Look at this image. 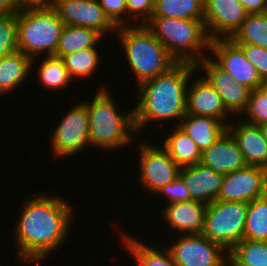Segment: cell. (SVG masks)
<instances>
[{
  "instance_id": "obj_1",
  "label": "cell",
  "mask_w": 267,
  "mask_h": 266,
  "mask_svg": "<svg viewBox=\"0 0 267 266\" xmlns=\"http://www.w3.org/2000/svg\"><path fill=\"white\" fill-rule=\"evenodd\" d=\"M67 200L56 194L34 193L22 203L13 233L19 261L42 264L61 248L74 222L75 209Z\"/></svg>"
},
{
  "instance_id": "obj_2",
  "label": "cell",
  "mask_w": 267,
  "mask_h": 266,
  "mask_svg": "<svg viewBox=\"0 0 267 266\" xmlns=\"http://www.w3.org/2000/svg\"><path fill=\"white\" fill-rule=\"evenodd\" d=\"M195 73H198L195 64L177 63L168 72L136 87L137 104L133 108L137 134H142L143 129L147 128L148 130L147 126L154 123L158 127H154L153 133H157L158 128L161 127L159 121L166 124V121L173 122L174 120L179 125L181 119L186 115L188 83L190 78L196 76Z\"/></svg>"
},
{
  "instance_id": "obj_3",
  "label": "cell",
  "mask_w": 267,
  "mask_h": 266,
  "mask_svg": "<svg viewBox=\"0 0 267 266\" xmlns=\"http://www.w3.org/2000/svg\"><path fill=\"white\" fill-rule=\"evenodd\" d=\"M102 83L89 100H83L89 115L90 146L102 150H119L134 143L137 132L134 125V108L122 110Z\"/></svg>"
},
{
  "instance_id": "obj_4",
  "label": "cell",
  "mask_w": 267,
  "mask_h": 266,
  "mask_svg": "<svg viewBox=\"0 0 267 266\" xmlns=\"http://www.w3.org/2000/svg\"><path fill=\"white\" fill-rule=\"evenodd\" d=\"M115 34L137 87L168 72L178 63L144 24L118 27Z\"/></svg>"
},
{
  "instance_id": "obj_5",
  "label": "cell",
  "mask_w": 267,
  "mask_h": 266,
  "mask_svg": "<svg viewBox=\"0 0 267 266\" xmlns=\"http://www.w3.org/2000/svg\"><path fill=\"white\" fill-rule=\"evenodd\" d=\"M144 25L178 63L197 65L209 56L211 40L204 20L151 17Z\"/></svg>"
},
{
  "instance_id": "obj_6",
  "label": "cell",
  "mask_w": 267,
  "mask_h": 266,
  "mask_svg": "<svg viewBox=\"0 0 267 266\" xmlns=\"http://www.w3.org/2000/svg\"><path fill=\"white\" fill-rule=\"evenodd\" d=\"M18 50L32 59L31 71L40 56H55L64 23L52 7L16 10Z\"/></svg>"
},
{
  "instance_id": "obj_7",
  "label": "cell",
  "mask_w": 267,
  "mask_h": 266,
  "mask_svg": "<svg viewBox=\"0 0 267 266\" xmlns=\"http://www.w3.org/2000/svg\"><path fill=\"white\" fill-rule=\"evenodd\" d=\"M248 203L216 200L207 204L202 234L227 252L243 240Z\"/></svg>"
},
{
  "instance_id": "obj_8",
  "label": "cell",
  "mask_w": 267,
  "mask_h": 266,
  "mask_svg": "<svg viewBox=\"0 0 267 266\" xmlns=\"http://www.w3.org/2000/svg\"><path fill=\"white\" fill-rule=\"evenodd\" d=\"M75 105V106H74ZM66 110L58 126L51 132L49 144L54 158L77 156L90 146L89 115L86 104L77 102Z\"/></svg>"
},
{
  "instance_id": "obj_9",
  "label": "cell",
  "mask_w": 267,
  "mask_h": 266,
  "mask_svg": "<svg viewBox=\"0 0 267 266\" xmlns=\"http://www.w3.org/2000/svg\"><path fill=\"white\" fill-rule=\"evenodd\" d=\"M138 144L139 184L147 194L155 195L159 189L179 177L180 167L162 146L147 143Z\"/></svg>"
},
{
  "instance_id": "obj_10",
  "label": "cell",
  "mask_w": 267,
  "mask_h": 266,
  "mask_svg": "<svg viewBox=\"0 0 267 266\" xmlns=\"http://www.w3.org/2000/svg\"><path fill=\"white\" fill-rule=\"evenodd\" d=\"M169 245L176 266H228V252L203 234L179 235Z\"/></svg>"
},
{
  "instance_id": "obj_11",
  "label": "cell",
  "mask_w": 267,
  "mask_h": 266,
  "mask_svg": "<svg viewBox=\"0 0 267 266\" xmlns=\"http://www.w3.org/2000/svg\"><path fill=\"white\" fill-rule=\"evenodd\" d=\"M267 194V169L247 165L223 176L219 201L245 202Z\"/></svg>"
},
{
  "instance_id": "obj_12",
  "label": "cell",
  "mask_w": 267,
  "mask_h": 266,
  "mask_svg": "<svg viewBox=\"0 0 267 266\" xmlns=\"http://www.w3.org/2000/svg\"><path fill=\"white\" fill-rule=\"evenodd\" d=\"M209 53L212 55L209 57L230 74L235 82L251 91L263 82L257 69L245 57L243 50L231 39L211 40Z\"/></svg>"
},
{
  "instance_id": "obj_13",
  "label": "cell",
  "mask_w": 267,
  "mask_h": 266,
  "mask_svg": "<svg viewBox=\"0 0 267 266\" xmlns=\"http://www.w3.org/2000/svg\"><path fill=\"white\" fill-rule=\"evenodd\" d=\"M51 7L64 25L91 28L103 37L116 33L117 28L104 14L97 0H53Z\"/></svg>"
},
{
  "instance_id": "obj_14",
  "label": "cell",
  "mask_w": 267,
  "mask_h": 266,
  "mask_svg": "<svg viewBox=\"0 0 267 266\" xmlns=\"http://www.w3.org/2000/svg\"><path fill=\"white\" fill-rule=\"evenodd\" d=\"M246 16L237 0H204V25L210 40L230 39Z\"/></svg>"
},
{
  "instance_id": "obj_15",
  "label": "cell",
  "mask_w": 267,
  "mask_h": 266,
  "mask_svg": "<svg viewBox=\"0 0 267 266\" xmlns=\"http://www.w3.org/2000/svg\"><path fill=\"white\" fill-rule=\"evenodd\" d=\"M196 66L198 72L202 71L203 76L217 90L226 110L233 118L237 115L241 117L247 107L251 90L235 82L233 77L220 68L209 56Z\"/></svg>"
},
{
  "instance_id": "obj_16",
  "label": "cell",
  "mask_w": 267,
  "mask_h": 266,
  "mask_svg": "<svg viewBox=\"0 0 267 266\" xmlns=\"http://www.w3.org/2000/svg\"><path fill=\"white\" fill-rule=\"evenodd\" d=\"M192 80L190 78L187 88L186 114L210 116L228 125L232 115L226 110L217 90L202 74L191 83Z\"/></svg>"
},
{
  "instance_id": "obj_17",
  "label": "cell",
  "mask_w": 267,
  "mask_h": 266,
  "mask_svg": "<svg viewBox=\"0 0 267 266\" xmlns=\"http://www.w3.org/2000/svg\"><path fill=\"white\" fill-rule=\"evenodd\" d=\"M165 206V207H164ZM160 212L168 229L178 235L202 234L207 204L198 200L163 205Z\"/></svg>"
},
{
  "instance_id": "obj_18",
  "label": "cell",
  "mask_w": 267,
  "mask_h": 266,
  "mask_svg": "<svg viewBox=\"0 0 267 266\" xmlns=\"http://www.w3.org/2000/svg\"><path fill=\"white\" fill-rule=\"evenodd\" d=\"M227 130L237 142L247 165L267 169V142L260 126L241 118L240 121L229 122Z\"/></svg>"
},
{
  "instance_id": "obj_19",
  "label": "cell",
  "mask_w": 267,
  "mask_h": 266,
  "mask_svg": "<svg viewBox=\"0 0 267 266\" xmlns=\"http://www.w3.org/2000/svg\"><path fill=\"white\" fill-rule=\"evenodd\" d=\"M223 176L200 162L181 168L179 174L187 186L191 199L206 204L213 203L218 199Z\"/></svg>"
},
{
  "instance_id": "obj_20",
  "label": "cell",
  "mask_w": 267,
  "mask_h": 266,
  "mask_svg": "<svg viewBox=\"0 0 267 266\" xmlns=\"http://www.w3.org/2000/svg\"><path fill=\"white\" fill-rule=\"evenodd\" d=\"M200 163L223 175L247 166L237 142L228 130L213 145L202 151Z\"/></svg>"
},
{
  "instance_id": "obj_21",
  "label": "cell",
  "mask_w": 267,
  "mask_h": 266,
  "mask_svg": "<svg viewBox=\"0 0 267 266\" xmlns=\"http://www.w3.org/2000/svg\"><path fill=\"white\" fill-rule=\"evenodd\" d=\"M31 62L32 59L19 50L0 59V97L13 93L29 81L33 74Z\"/></svg>"
},
{
  "instance_id": "obj_22",
  "label": "cell",
  "mask_w": 267,
  "mask_h": 266,
  "mask_svg": "<svg viewBox=\"0 0 267 266\" xmlns=\"http://www.w3.org/2000/svg\"><path fill=\"white\" fill-rule=\"evenodd\" d=\"M202 151L213 145L227 130V125L210 116L186 114L178 125Z\"/></svg>"
},
{
  "instance_id": "obj_23",
  "label": "cell",
  "mask_w": 267,
  "mask_h": 266,
  "mask_svg": "<svg viewBox=\"0 0 267 266\" xmlns=\"http://www.w3.org/2000/svg\"><path fill=\"white\" fill-rule=\"evenodd\" d=\"M167 134L161 146L180 168L193 166L200 162L201 150L176 123Z\"/></svg>"
},
{
  "instance_id": "obj_24",
  "label": "cell",
  "mask_w": 267,
  "mask_h": 266,
  "mask_svg": "<svg viewBox=\"0 0 267 266\" xmlns=\"http://www.w3.org/2000/svg\"><path fill=\"white\" fill-rule=\"evenodd\" d=\"M121 244L123 249L135 259L136 266H176L172 260L169 250L165 247L159 250L149 242H142L136 236L122 232ZM148 243V244H147Z\"/></svg>"
},
{
  "instance_id": "obj_25",
  "label": "cell",
  "mask_w": 267,
  "mask_h": 266,
  "mask_svg": "<svg viewBox=\"0 0 267 266\" xmlns=\"http://www.w3.org/2000/svg\"><path fill=\"white\" fill-rule=\"evenodd\" d=\"M100 40L103 42L104 37L94 29L64 25L55 56L61 58L81 49L99 48Z\"/></svg>"
},
{
  "instance_id": "obj_26",
  "label": "cell",
  "mask_w": 267,
  "mask_h": 266,
  "mask_svg": "<svg viewBox=\"0 0 267 266\" xmlns=\"http://www.w3.org/2000/svg\"><path fill=\"white\" fill-rule=\"evenodd\" d=\"M152 17L204 20V0H155Z\"/></svg>"
},
{
  "instance_id": "obj_27",
  "label": "cell",
  "mask_w": 267,
  "mask_h": 266,
  "mask_svg": "<svg viewBox=\"0 0 267 266\" xmlns=\"http://www.w3.org/2000/svg\"><path fill=\"white\" fill-rule=\"evenodd\" d=\"M228 266H267V241L241 240L228 252Z\"/></svg>"
},
{
  "instance_id": "obj_28",
  "label": "cell",
  "mask_w": 267,
  "mask_h": 266,
  "mask_svg": "<svg viewBox=\"0 0 267 266\" xmlns=\"http://www.w3.org/2000/svg\"><path fill=\"white\" fill-rule=\"evenodd\" d=\"M98 50V48L81 49L61 57L72 80L74 78L86 80L96 74L101 63V54Z\"/></svg>"
},
{
  "instance_id": "obj_29",
  "label": "cell",
  "mask_w": 267,
  "mask_h": 266,
  "mask_svg": "<svg viewBox=\"0 0 267 266\" xmlns=\"http://www.w3.org/2000/svg\"><path fill=\"white\" fill-rule=\"evenodd\" d=\"M37 70V79L42 87L52 90H62L72 84L74 80L71 79L69 73L64 66L61 58L56 56L41 57Z\"/></svg>"
},
{
  "instance_id": "obj_30",
  "label": "cell",
  "mask_w": 267,
  "mask_h": 266,
  "mask_svg": "<svg viewBox=\"0 0 267 266\" xmlns=\"http://www.w3.org/2000/svg\"><path fill=\"white\" fill-rule=\"evenodd\" d=\"M243 239L267 241V194L248 203Z\"/></svg>"
},
{
  "instance_id": "obj_31",
  "label": "cell",
  "mask_w": 267,
  "mask_h": 266,
  "mask_svg": "<svg viewBox=\"0 0 267 266\" xmlns=\"http://www.w3.org/2000/svg\"><path fill=\"white\" fill-rule=\"evenodd\" d=\"M234 43H247L267 49V12L247 14L241 27L230 38Z\"/></svg>"
},
{
  "instance_id": "obj_32",
  "label": "cell",
  "mask_w": 267,
  "mask_h": 266,
  "mask_svg": "<svg viewBox=\"0 0 267 266\" xmlns=\"http://www.w3.org/2000/svg\"><path fill=\"white\" fill-rule=\"evenodd\" d=\"M18 51L16 10L0 12V59Z\"/></svg>"
},
{
  "instance_id": "obj_33",
  "label": "cell",
  "mask_w": 267,
  "mask_h": 266,
  "mask_svg": "<svg viewBox=\"0 0 267 266\" xmlns=\"http://www.w3.org/2000/svg\"><path fill=\"white\" fill-rule=\"evenodd\" d=\"M242 120L257 126L267 123V95L258 88L250 92L247 107L242 113Z\"/></svg>"
},
{
  "instance_id": "obj_34",
  "label": "cell",
  "mask_w": 267,
  "mask_h": 266,
  "mask_svg": "<svg viewBox=\"0 0 267 266\" xmlns=\"http://www.w3.org/2000/svg\"><path fill=\"white\" fill-rule=\"evenodd\" d=\"M128 26L145 24L154 11L155 0H126Z\"/></svg>"
},
{
  "instance_id": "obj_35",
  "label": "cell",
  "mask_w": 267,
  "mask_h": 266,
  "mask_svg": "<svg viewBox=\"0 0 267 266\" xmlns=\"http://www.w3.org/2000/svg\"><path fill=\"white\" fill-rule=\"evenodd\" d=\"M104 14L116 27L128 26V9L126 0H97Z\"/></svg>"
},
{
  "instance_id": "obj_36",
  "label": "cell",
  "mask_w": 267,
  "mask_h": 266,
  "mask_svg": "<svg viewBox=\"0 0 267 266\" xmlns=\"http://www.w3.org/2000/svg\"><path fill=\"white\" fill-rule=\"evenodd\" d=\"M236 44L243 50L248 61L257 69L261 80H267V49L247 43Z\"/></svg>"
},
{
  "instance_id": "obj_37",
  "label": "cell",
  "mask_w": 267,
  "mask_h": 266,
  "mask_svg": "<svg viewBox=\"0 0 267 266\" xmlns=\"http://www.w3.org/2000/svg\"><path fill=\"white\" fill-rule=\"evenodd\" d=\"M155 195H158L159 197L165 196L167 198L166 205L192 200L187 186L180 177L159 189Z\"/></svg>"
},
{
  "instance_id": "obj_38",
  "label": "cell",
  "mask_w": 267,
  "mask_h": 266,
  "mask_svg": "<svg viewBox=\"0 0 267 266\" xmlns=\"http://www.w3.org/2000/svg\"><path fill=\"white\" fill-rule=\"evenodd\" d=\"M247 14H262L267 12V0H237Z\"/></svg>"
},
{
  "instance_id": "obj_39",
  "label": "cell",
  "mask_w": 267,
  "mask_h": 266,
  "mask_svg": "<svg viewBox=\"0 0 267 266\" xmlns=\"http://www.w3.org/2000/svg\"><path fill=\"white\" fill-rule=\"evenodd\" d=\"M53 0H16V10L22 8L51 7Z\"/></svg>"
},
{
  "instance_id": "obj_40",
  "label": "cell",
  "mask_w": 267,
  "mask_h": 266,
  "mask_svg": "<svg viewBox=\"0 0 267 266\" xmlns=\"http://www.w3.org/2000/svg\"><path fill=\"white\" fill-rule=\"evenodd\" d=\"M0 6L4 10H16V0H0Z\"/></svg>"
},
{
  "instance_id": "obj_41",
  "label": "cell",
  "mask_w": 267,
  "mask_h": 266,
  "mask_svg": "<svg viewBox=\"0 0 267 266\" xmlns=\"http://www.w3.org/2000/svg\"><path fill=\"white\" fill-rule=\"evenodd\" d=\"M258 89L264 94V95H267V80L263 81Z\"/></svg>"
},
{
  "instance_id": "obj_42",
  "label": "cell",
  "mask_w": 267,
  "mask_h": 266,
  "mask_svg": "<svg viewBox=\"0 0 267 266\" xmlns=\"http://www.w3.org/2000/svg\"><path fill=\"white\" fill-rule=\"evenodd\" d=\"M260 127L262 129L263 136H264V138H265V140L267 142V123L262 124Z\"/></svg>"
}]
</instances>
